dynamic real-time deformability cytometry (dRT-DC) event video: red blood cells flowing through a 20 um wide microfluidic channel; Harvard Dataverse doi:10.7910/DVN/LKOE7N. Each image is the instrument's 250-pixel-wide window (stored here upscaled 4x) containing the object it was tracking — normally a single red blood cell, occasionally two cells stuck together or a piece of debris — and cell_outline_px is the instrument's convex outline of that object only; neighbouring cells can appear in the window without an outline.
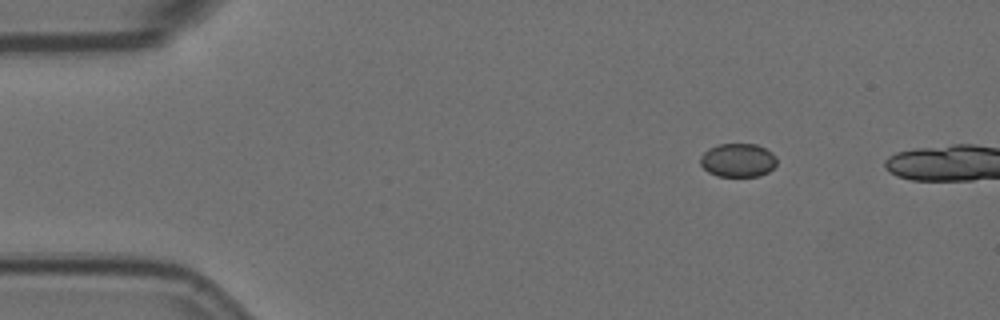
{"species": "Egyptian fruit bat (a non-hibernating species)", "species_latin": "Rousettus aegyptiacus", "temperature_condition": "room temperature", "stored_images_in_passage": 3, "camera_frame_rate_fps": 3000, "um_per_image_px": 0.085, "animal": {"sex": "female"}, "frame": {"image": 1, "passage_image": 1, "time_ms": 0.0, "image_size_px": [1000, 320], "cell_outline_px": [[776, 164], [768, 172], [760, 176], [716, 176], [708, 172], [700, 164], [700, 156], [708, 148], [716, 144], [756, 144], [772, 152], [776, 156]], "centroid_in_image_um": [62.7, 13.61], "position_along_channel_um": 22.3, "area_um2": 15.09}}